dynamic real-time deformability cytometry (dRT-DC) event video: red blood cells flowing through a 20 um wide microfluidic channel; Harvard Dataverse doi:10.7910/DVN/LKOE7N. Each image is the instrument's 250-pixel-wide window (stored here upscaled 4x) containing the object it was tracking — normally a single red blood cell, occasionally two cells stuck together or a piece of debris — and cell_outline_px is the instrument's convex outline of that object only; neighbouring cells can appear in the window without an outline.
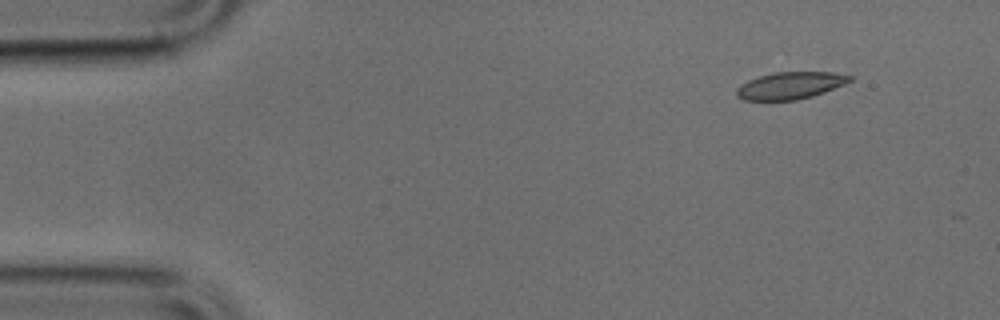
{"species": "common noctule bat (a hibernating species)", "species_latin": "Nyctalus noctula", "temperature_condition": "cold", "stored_images_in_passage": 8, "camera_frame_rate_fps": 3000, "um_per_image_px": 0.085, "animal": {"sex": "male", "body_mass_g": 17.9, "forearm_length_mm": 54.2}, "frame": {"image": 1, "passage_image": 1, "time_ms": 0.0, "image_size_px": [1000, 320], "cell_outline_px": [[852, 80], [844, 84], [824, 92], [812, 96], [796, 100], [744, 100], [736, 96], [736, 88], [740, 84], [748, 80], [760, 76], [776, 72], [832, 72], [852, 76]], "centroid_in_image_um": [67.14, 7.27], "position_along_channel_um": 17.9, "area_um2": 17.8}}